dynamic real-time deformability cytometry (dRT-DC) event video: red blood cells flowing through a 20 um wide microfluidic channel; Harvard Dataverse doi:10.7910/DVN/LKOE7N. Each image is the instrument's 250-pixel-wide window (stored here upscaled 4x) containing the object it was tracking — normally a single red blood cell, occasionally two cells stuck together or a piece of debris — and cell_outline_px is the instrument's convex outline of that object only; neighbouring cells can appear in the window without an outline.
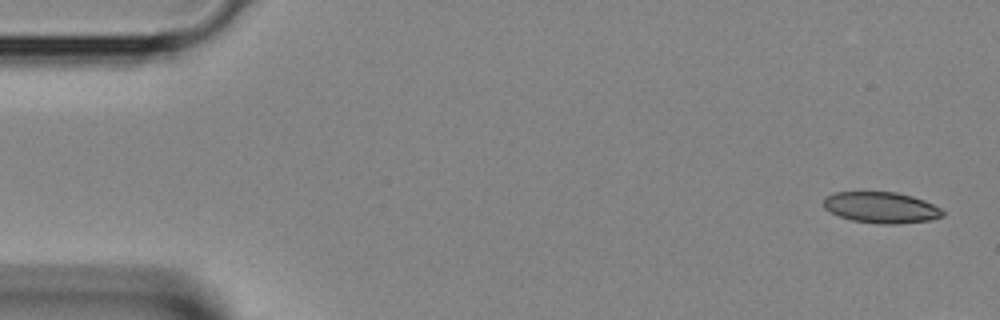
{"species": "Egyptian fruit bat (a non-hibernating species)", "species_latin": "Rousettus aegyptiacus", "temperature_condition": "room temperature", "stored_images_in_passage": 5, "camera_frame_rate_fps": 3000, "um_per_image_px": 0.085, "animal": {"sex": "female"}, "frame": {"image": 1, "passage_image": 1, "time_ms": 0.0, "image_size_px": [1000, 320], "cell_outline_px": [[944, 216], [932, 220], [896, 224], [880, 224], [852, 220], [840, 216], [824, 208], [824, 196], [836, 192], [896, 192], [912, 196], [924, 200], [940, 208], [944, 212]], "centroid_in_image_um": [74.92, 17.64], "position_along_channel_um": 10.1, "area_um2": 21.56}}